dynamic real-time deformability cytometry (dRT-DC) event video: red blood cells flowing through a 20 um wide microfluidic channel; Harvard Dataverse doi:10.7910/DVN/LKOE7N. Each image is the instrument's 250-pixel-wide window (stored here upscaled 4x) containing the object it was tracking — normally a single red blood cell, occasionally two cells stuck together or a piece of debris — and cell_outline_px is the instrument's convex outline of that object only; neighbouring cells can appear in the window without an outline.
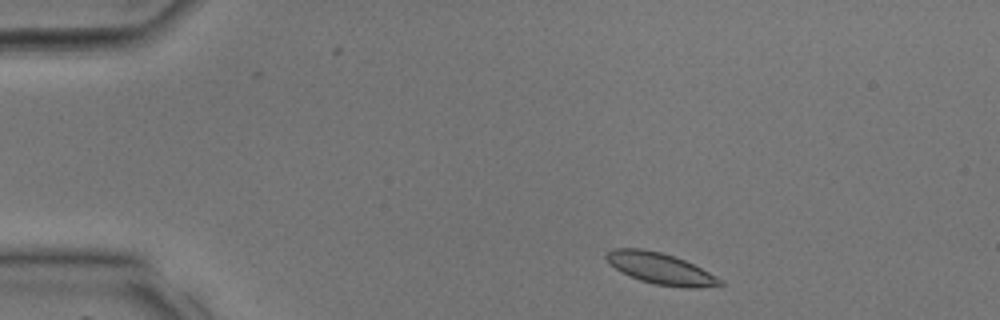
{"species": "common noctule bat (a hibernating species)", "species_latin": "Nyctalus noctula", "temperature_condition": "room temperature", "stored_images_in_passage": 34, "camera_frame_rate_fps": 3000, "um_per_image_px": 0.085, "animal": {"sex": "male", "body_mass_g": 17.9, "forearm_length_mm": 54.2}, "frame": {"image": 1, "passage_image": 2, "time_ms": 0.333, "image_size_px": [1000, 320], "cell_outline_px": [[724, 284], [700, 288], [688, 288], [656, 284], [640, 280], [620, 272], [604, 256], [612, 248], [640, 248], [660, 252], [676, 256], [708, 272], [720, 280]], "centroid_in_image_um": [56.11, 22.82], "position_along_channel_um": 28.9, "area_um2": 20.35}}
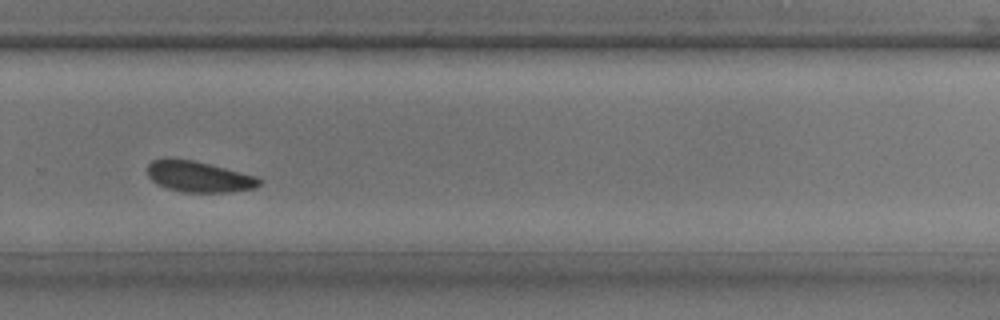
{"frame": {"image": 2, "passage_image": 22, "time_ms": 7.0, "image_size_px": [1000, 320], "cell_outline_px": [[264, 180], [256, 188], [232, 192], [184, 192], [164, 188], [156, 184], [148, 176], [148, 164], [152, 160], [168, 156], [192, 160], [260, 176]], "centroid_in_image_um": [16.92, 15.0], "position_along_channel_um": 312.9, "area_um2": 20.75}}
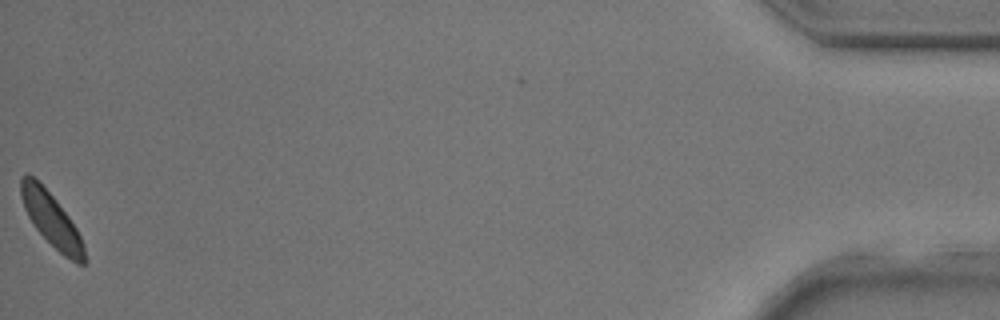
{"frame": {"image": 3, "passage_image": 34, "time_ms": 11.0, "image_size_px": [1000, 320], "cell_outline_px": [[84, 264], [76, 264], [64, 256], [36, 228], [28, 216], [24, 208], [20, 196], [20, 176], [24, 172], [28, 172], [56, 200], [68, 216], [76, 228], [84, 244]], "centroid_in_image_um": [4.33, 18.63], "position_along_channel_um": 430.9, "area_um2": 19.42}}